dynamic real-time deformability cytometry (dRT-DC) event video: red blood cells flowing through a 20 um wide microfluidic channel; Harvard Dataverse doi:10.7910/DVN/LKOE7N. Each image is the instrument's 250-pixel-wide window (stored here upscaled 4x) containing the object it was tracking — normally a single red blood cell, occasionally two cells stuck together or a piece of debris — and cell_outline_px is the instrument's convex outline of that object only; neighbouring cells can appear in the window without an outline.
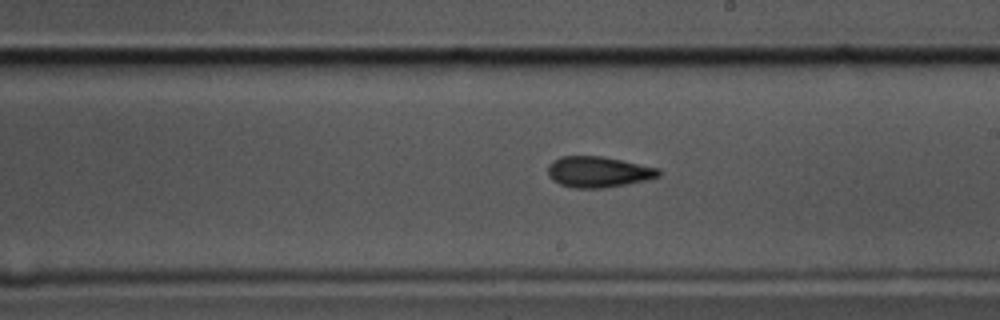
{"species": "common noctule bat (a hibernating species)", "species_latin": "Nyctalus noctula", "temperature_condition": "cold", "stored_images_in_passage": 57, "camera_frame_rate_fps": 3000, "um_per_image_px": 0.085, "animal": {"sex": "male", "body_mass_g": 17.5, "forearm_length_mm": 52.3}, "frame": {"image": 1, "passage_image": 32, "time_ms": 10.333, "image_size_px": [1000, 320], "cell_outline_px": [[660, 176], [648, 180], [604, 188], [572, 188], [560, 184], [552, 180], [548, 176], [548, 164], [552, 160], [560, 156], [604, 156], [660, 168]], "centroid_in_image_um": [50.85, 14.61], "position_along_channel_um": 238.2, "area_um2": 20.23}}
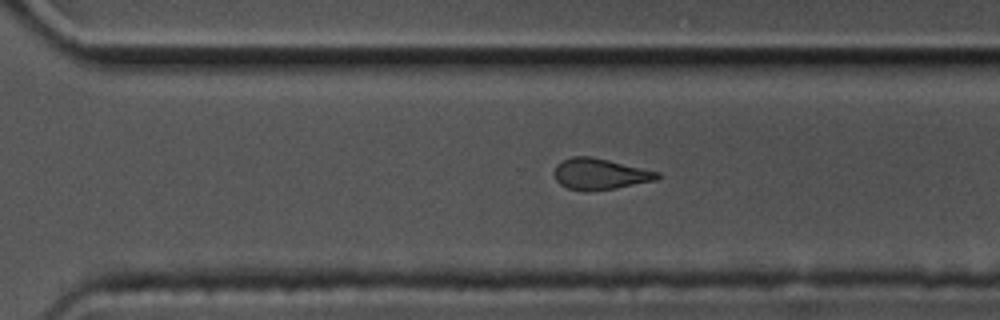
{"frame": {"image": 2, "passage_image": 39, "time_ms": 12.667, "image_size_px": [1000, 320], "cell_outline_px": [[660, 176], [656, 180], [616, 188], [588, 192], [580, 192], [568, 188], [560, 184], [556, 180], [552, 172], [556, 164], [572, 156], [592, 156], [660, 172]], "centroid_in_image_um": [50.95, 14.8], "position_along_channel_um": 319.6, "area_um2": 18.96}}
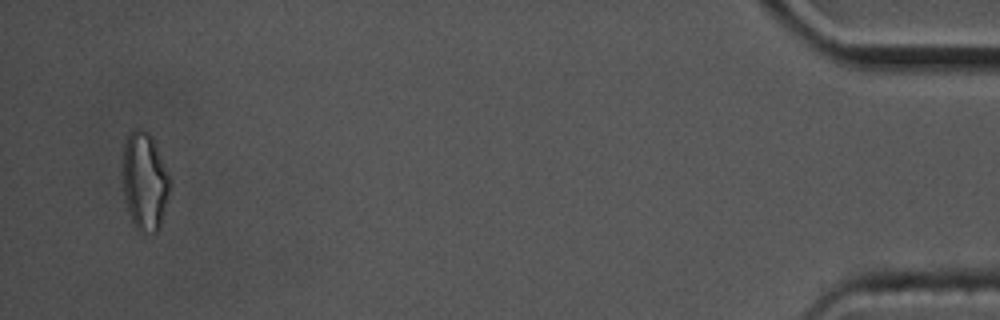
{"frame": {"image": 3, "passage_image": 55, "time_ms": 18.0, "image_size_px": [1000, 320], "cell_outline_px": [[168, 192], [160, 228], [152, 236], [144, 236], [136, 228], [132, 220], [124, 196], [124, 144], [128, 136], [136, 128], [140, 128], [148, 132], [156, 148], [168, 176]], "centroid_in_image_um": [12.28, 15.51], "position_along_channel_um": 422.9, "area_um2": 26.07}, "authors_computed_cell_mechanics": {"area_um2": 19.5942, "velocity_mm_per_s": 3.4949, "shape_relaxation_time_tau1_ms": 3.5153, "shape_relaxation_time_tau2_ms": 4.5595, "deformation_change_tau1": 0.1345, "deformation_change_tau2": 0.1392}}